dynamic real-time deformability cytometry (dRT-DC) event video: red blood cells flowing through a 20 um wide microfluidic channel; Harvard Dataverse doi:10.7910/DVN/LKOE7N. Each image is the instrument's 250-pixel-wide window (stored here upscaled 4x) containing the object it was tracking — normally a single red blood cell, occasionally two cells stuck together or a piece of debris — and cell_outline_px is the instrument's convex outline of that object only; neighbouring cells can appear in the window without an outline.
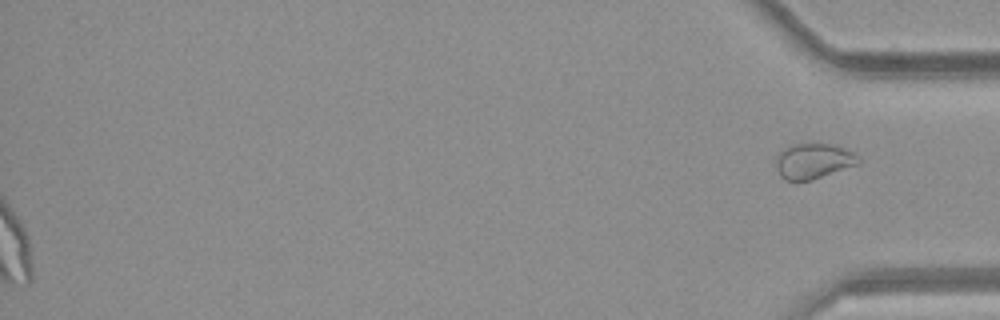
{"species": "common noctule bat (a hibernating species)", "species_latin": "Nyctalus noctula", "temperature_condition": "room temperature", "stored_images_in_passage": 41, "segment_of_instrument_passage": [2, 2], "camera_frame_rate_fps": 3000, "um_per_image_px": 0.085, "animal": {"sex": "female", "body_mass_g": 21.9}, "frame": {"image": 1, "passage_image": 41, "time_ms": 13.333, "image_size_px": [1000, 320], "cell_outline_px": [[860, 164], [812, 180], [784, 180], [780, 176], [776, 168], [776, 160], [780, 152], [784, 148], [792, 144], [832, 144], [844, 148], [852, 152], [860, 160]], "centroid_in_image_um": [69.14, 13.7], "position_along_channel_um": 366.1, "area_um2": 16.94}}